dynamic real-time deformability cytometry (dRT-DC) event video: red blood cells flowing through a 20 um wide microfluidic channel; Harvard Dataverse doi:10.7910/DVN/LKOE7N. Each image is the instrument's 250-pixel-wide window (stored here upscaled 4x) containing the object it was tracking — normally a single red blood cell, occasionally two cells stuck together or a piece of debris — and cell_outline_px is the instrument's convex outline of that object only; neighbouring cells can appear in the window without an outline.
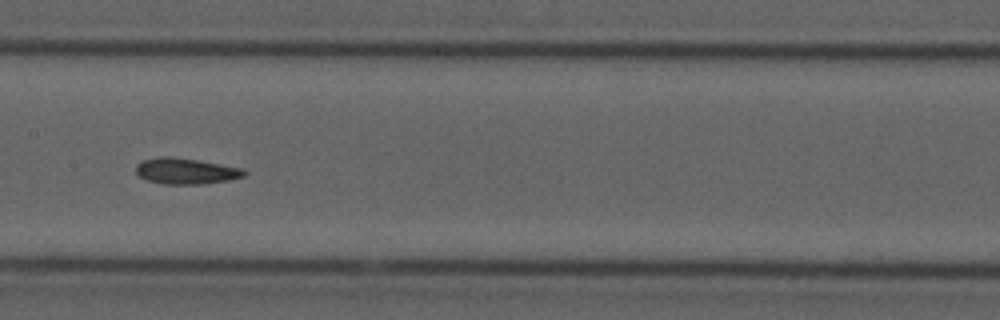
{"species": "common noctule bat (a hibernating species)", "species_latin": "Nyctalus noctula", "temperature_condition": "cold", "stored_images_in_passage": 9, "camera_frame_rate_fps": 3000, "um_per_image_px": 0.085, "animal": {"sex": "male", "forearm_length_mm": 52.5}, "frame": {"image": 1, "passage_image": 7, "time_ms": 8.333, "image_size_px": [1000, 320], "cell_outline_px": [[248, 172], [244, 176], [228, 180], [204, 184], [164, 184], [148, 180], [140, 176], [136, 172], [136, 164], [144, 160], [160, 156], [172, 156], [244, 168]], "centroid_in_image_um": [15.82, 14.54], "position_along_channel_um": 191.6, "area_um2": 16.36}}
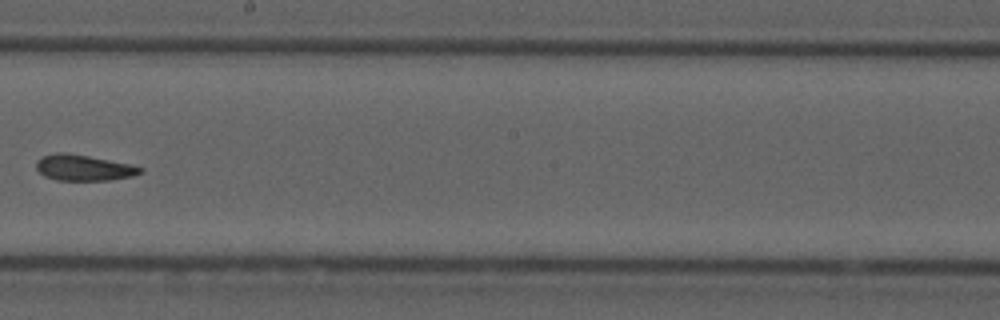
{"frame": {"image": 2, "passage_image": 8, "time_ms": 9.667, "image_size_px": [1000, 320], "cell_outline_px": [[144, 172], [132, 176], [112, 180], [56, 180], [44, 176], [36, 168], [36, 160], [40, 156], [56, 152], [64, 152], [88, 156], [132, 164], [144, 168]], "centroid_in_image_um": [7.11, 14.25], "position_along_channel_um": 241.1, "area_um2": 15.9}}
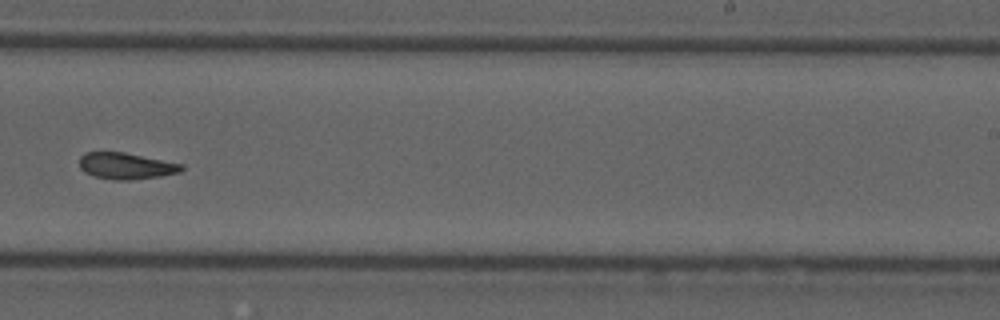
{"frame": {"image": 3, "passage_image": 9, "time_ms": 10.667, "image_size_px": [1000, 320], "cell_outline_px": [[184, 168], [180, 172], [160, 176], [132, 180], [112, 180], [92, 176], [84, 172], [80, 168], [80, 156], [84, 152], [124, 152], [184, 164]], "centroid_in_image_um": [10.7, 14.11], "position_along_channel_um": 278.3, "area_um2": 15.9}}